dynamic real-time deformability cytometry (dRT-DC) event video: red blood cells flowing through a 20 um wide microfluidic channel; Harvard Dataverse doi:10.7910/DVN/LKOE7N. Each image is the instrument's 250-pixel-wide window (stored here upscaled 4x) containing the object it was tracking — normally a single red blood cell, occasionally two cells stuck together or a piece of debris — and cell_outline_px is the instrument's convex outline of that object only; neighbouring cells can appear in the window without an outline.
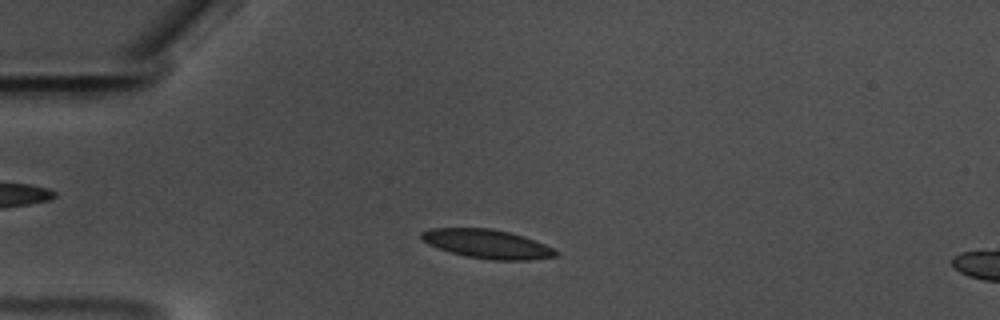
{"species": "common noctule bat (a hibernating species)", "species_latin": "Nyctalus noctula", "temperature_condition": "warm", "stored_images_in_passage": 52, "camera_frame_rate_fps": 3000, "um_per_image_px": 0.085, "animal": {"sex": "male", "body_mass_g": 17.5, "forearm_length_mm": 52.3}, "frame": {"image": 1, "passage_image": 9, "time_ms": 2.667, "image_size_px": [1000, 320], "cell_outline_px": [[560, 256], [528, 260], [492, 260], [464, 256], [428, 244], [420, 240], [420, 232], [432, 228], [492, 228], [524, 236], [544, 244], [560, 252]], "centroid_in_image_um": [41.42, 20.73], "position_along_channel_um": 43.6, "area_um2": 22.72}}
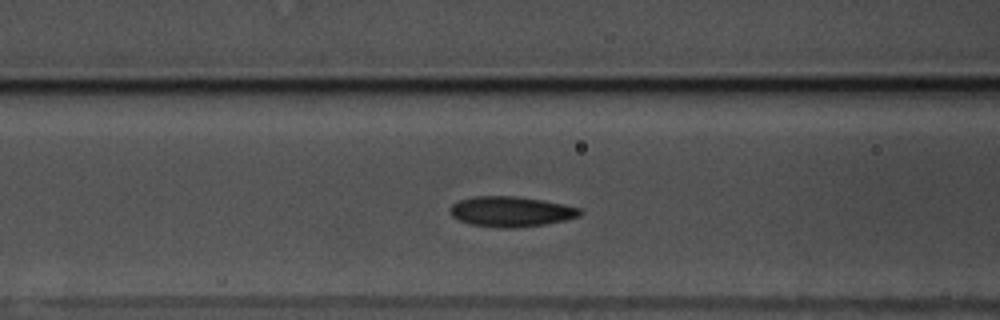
{"frame": {"image": 2, "passage_image": 18, "time_ms": 5.667, "image_size_px": [1000, 320], "cell_outline_px": [[584, 212], [580, 216], [564, 220], [544, 224], [512, 228], [500, 228], [472, 224], [460, 220], [452, 216], [448, 212], [448, 208], [452, 204], [460, 200], [472, 196], [516, 196], [564, 204], [580, 208]], "centroid_in_image_um": [43.42, 17.98], "position_along_channel_um": 123.2, "area_um2": 22.89}}
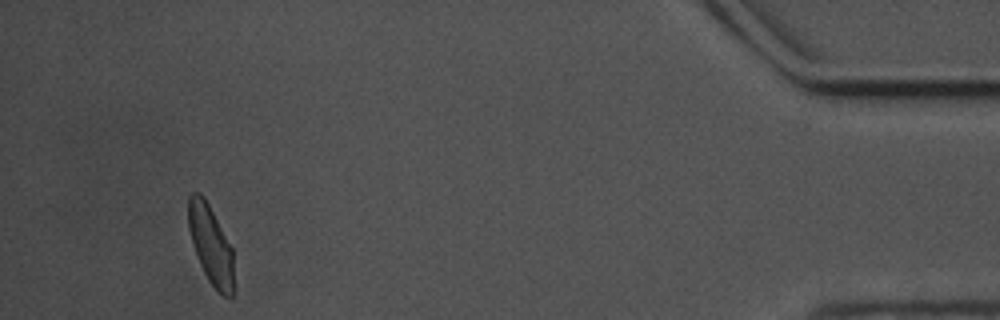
{"frame": {"image": 3, "passage_image": 49, "time_ms": 16.0, "image_size_px": [1000, 320], "cell_outline_px": [[232, 300], [228, 300], [208, 280], [200, 264], [192, 244], [188, 228], [188, 196], [192, 192], [200, 192], [204, 196], [232, 248]], "centroid_in_image_um": [17.88, 20.77], "position_along_channel_um": 417.3, "area_um2": 20.58}, "authors_computed_cell_mechanics": {"area_um2": 22.0507, "velocity_mm_per_s": 3.5017, "shape_relaxation_time_tau1_ms": 4.8124, "shape_relaxation_time_tau2_ms": 1.6324, "deformation_change_tau1": 0.1374, "deformation_change_tau2": 0.0709}}